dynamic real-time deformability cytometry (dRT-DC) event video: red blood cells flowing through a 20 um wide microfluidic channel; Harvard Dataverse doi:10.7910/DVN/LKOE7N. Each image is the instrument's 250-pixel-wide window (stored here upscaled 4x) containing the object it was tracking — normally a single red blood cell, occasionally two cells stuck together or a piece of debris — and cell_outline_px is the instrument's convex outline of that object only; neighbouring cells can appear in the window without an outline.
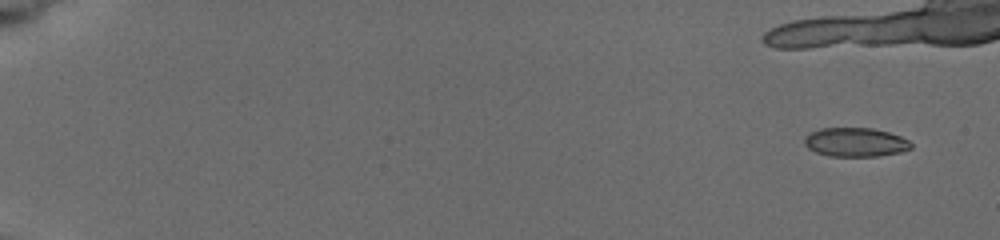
{"species": "common noctule bat (a hibernating species)", "species_latin": "Nyctalus noctula", "temperature_condition": "cold", "stored_images_in_passage": 52, "camera_frame_rate_fps": 3000, "um_per_image_px": 0.085, "animal": {"sex": "female", "body_mass_g": 19.5, "forearm_length_mm": 54.1}, "frame": {"image": 1, "passage_image": 2, "time_ms": 0.667, "image_size_px": [1000, 240], "cell_outline_px": [[912, 148], [900, 152], [880, 156], [828, 156], [816, 152], [808, 148], [804, 144], [804, 136], [820, 128], [872, 128], [888, 132], [900, 136], [908, 140], [912, 144]], "centroid_in_image_um": [72.7, 12.09], "position_along_channel_um": 12.3, "area_um2": 18.03}}